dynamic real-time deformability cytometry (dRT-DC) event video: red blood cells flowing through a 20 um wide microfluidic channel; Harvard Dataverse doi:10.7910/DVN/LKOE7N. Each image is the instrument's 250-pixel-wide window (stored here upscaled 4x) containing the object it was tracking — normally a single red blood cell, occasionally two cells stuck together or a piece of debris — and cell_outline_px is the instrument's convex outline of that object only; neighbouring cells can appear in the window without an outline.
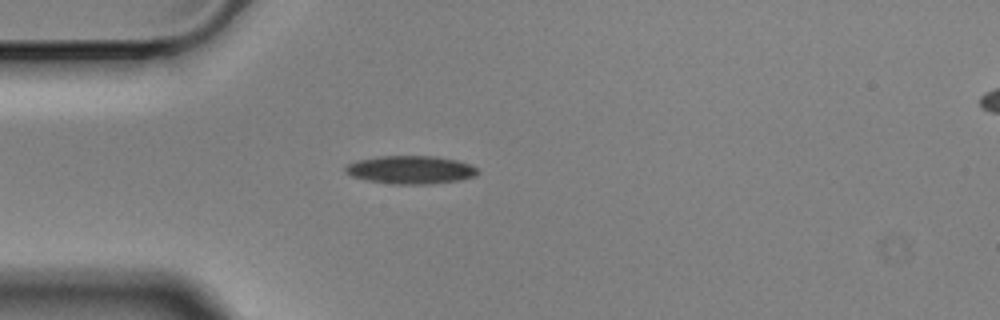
{"species": "Egyptian fruit bat (a non-hibernating species)", "species_latin": "Rousettus aegyptiacus", "temperature_condition": "cold", "stored_images_in_passage": 1, "camera_frame_rate_fps": 3000, "um_per_image_px": 0.085, "animal": {"sex": "male"}, "frame": {"image": 1, "passage_image": 1, "time_ms": 0.0, "image_size_px": [1000, 320], "cell_outline_px": [[480, 172], [476, 176], [460, 180], [428, 184], [392, 184], [368, 180], [352, 176], [344, 172], [344, 164], [356, 160], [376, 156], [436, 156], [456, 160], [472, 164], [480, 168]], "centroid_in_image_um": [34.91, 14.42], "position_along_channel_um": 50.1, "area_um2": 22.08}}